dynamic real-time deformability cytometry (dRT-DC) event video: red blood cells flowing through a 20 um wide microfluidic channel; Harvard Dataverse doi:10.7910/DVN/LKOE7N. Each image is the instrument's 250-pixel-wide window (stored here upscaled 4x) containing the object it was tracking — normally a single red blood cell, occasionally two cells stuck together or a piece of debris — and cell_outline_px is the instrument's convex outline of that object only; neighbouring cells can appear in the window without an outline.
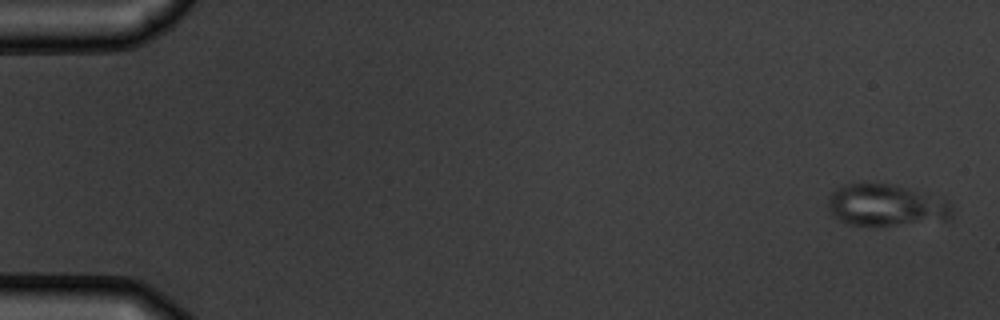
{"species": "common noctule bat (a hibernating species)", "species_latin": "Nyctalus noctula", "temperature_condition": "warm", "stored_images_in_passage": 7, "camera_frame_rate_fps": 3000, "um_per_image_px": 0.085, "animal": {"sex": "male", "body_mass_g": 19.5, "forearm_length_mm": 54.6}, "frame": {"image": 1, "passage_image": 1, "time_ms": 0.0, "image_size_px": [1000, 320], "cell_outline_px": [[952, 216], [948, 220], [892, 224], [848, 224], [840, 220], [828, 208], [828, 196], [832, 192], [844, 184], [892, 184], [944, 200], [948, 204], [952, 212]], "centroid_in_image_um": [75.26, 17.44], "position_along_channel_um": 9.7, "area_um2": 29.02}}
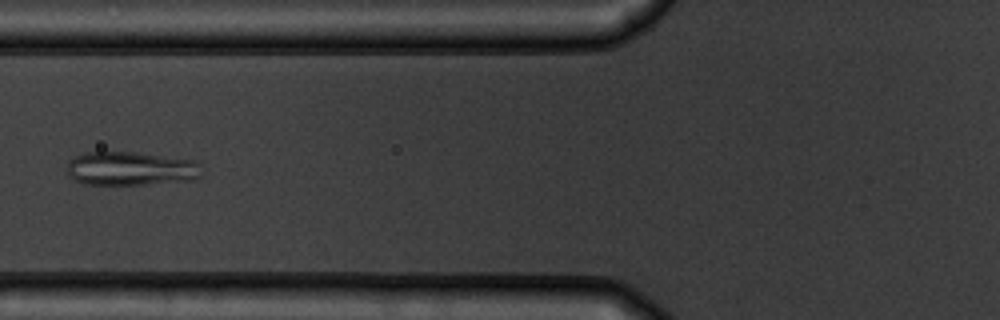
{"frame": {"image": 2, "passage_image": 6, "time_ms": 6.667, "image_size_px": [1000, 320], "cell_outline_px": [[200, 176], [196, 180], [144, 184], [84, 184], [68, 176], [68, 160], [72, 156], [88, 152], [136, 152], [196, 160]], "centroid_in_image_um": [11.09, 14.32], "position_along_channel_um": 114.7, "area_um2": 26.53}}